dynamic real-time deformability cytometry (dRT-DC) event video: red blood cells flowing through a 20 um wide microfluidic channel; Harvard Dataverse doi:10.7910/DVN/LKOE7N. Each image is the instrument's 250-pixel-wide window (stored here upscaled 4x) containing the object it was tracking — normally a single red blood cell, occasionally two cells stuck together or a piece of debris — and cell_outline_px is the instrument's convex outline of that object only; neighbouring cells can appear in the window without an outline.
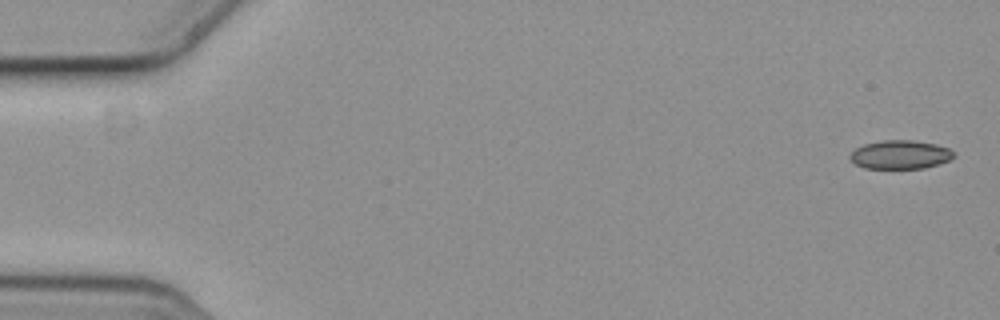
{"species": "common noctule bat (a hibernating species)", "species_latin": "Nyctalus noctula", "temperature_condition": "cold", "stored_images_in_passage": 6, "camera_frame_rate_fps": 3000, "um_per_image_px": 0.085, "animal": {"sex": "female", "body_mass_g": 19.3, "forearm_length_mm": 54.1}, "frame": {"image": 1, "passage_image": 1, "time_ms": 0.0, "image_size_px": [1000, 320], "cell_outline_px": [[956, 156], [948, 160], [924, 168], [864, 168], [856, 164], [848, 156], [856, 148], [864, 144], [880, 140], [912, 140], [936, 144], [948, 148]], "centroid_in_image_um": [76.5, 13.13], "position_along_channel_um": 8.5, "area_um2": 17.17}}
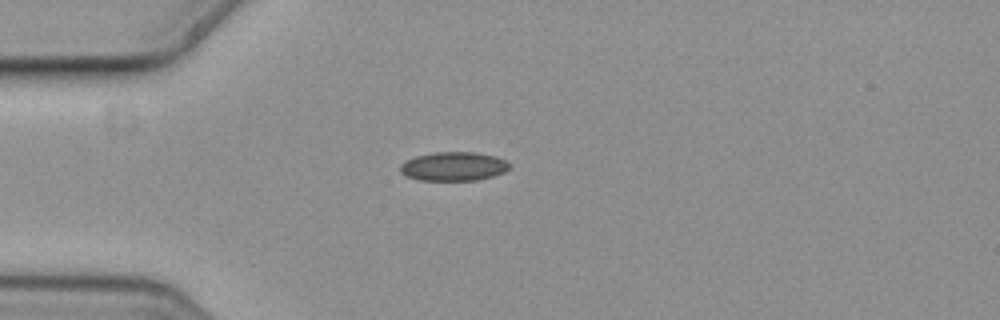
{"frame": {"image": 2, "passage_image": 5, "time_ms": 1.333, "image_size_px": [1000, 320], "cell_outline_px": [[508, 168], [504, 172], [492, 176], [476, 180], [420, 180], [408, 176], [400, 172], [400, 164], [416, 156], [432, 152], [476, 152], [496, 156], [504, 160], [508, 164]], "centroid_in_image_um": [38.54, 14.13], "position_along_channel_um": 46.5, "area_um2": 18.21}}
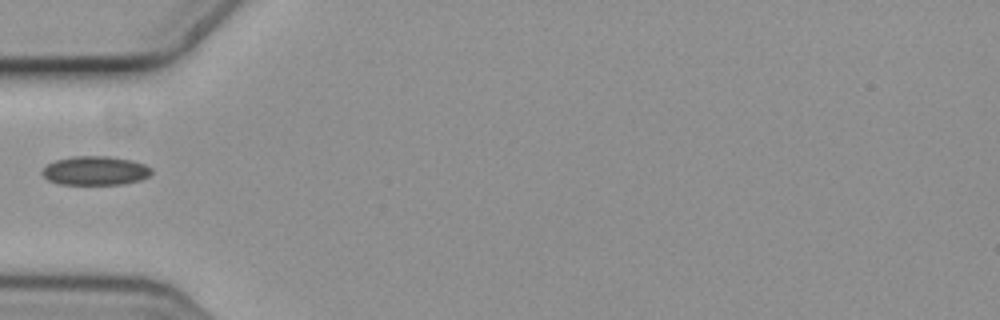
{"frame": {"image": 3, "passage_image": 6, "time_ms": 1.667, "image_size_px": [1000, 320], "cell_outline_px": [[152, 172], [148, 176], [140, 180], [120, 184], [60, 184], [48, 180], [40, 172], [48, 164], [56, 160], [72, 156], [108, 156], [132, 160], [144, 164], [152, 168]], "centroid_in_image_um": [8.1, 14.5], "position_along_channel_um": 76.9, "area_um2": 18.38}}